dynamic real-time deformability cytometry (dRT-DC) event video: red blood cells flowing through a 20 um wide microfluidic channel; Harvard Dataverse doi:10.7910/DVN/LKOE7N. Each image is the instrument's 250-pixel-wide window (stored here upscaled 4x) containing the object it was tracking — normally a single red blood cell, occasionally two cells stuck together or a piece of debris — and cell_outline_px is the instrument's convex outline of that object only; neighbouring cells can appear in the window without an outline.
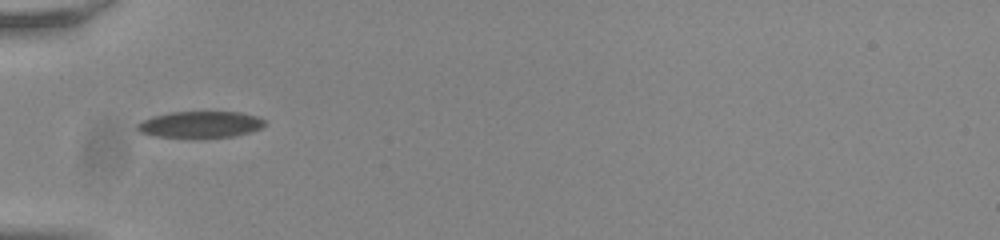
{"species": "common noctule bat (a hibernating species)", "species_latin": "Nyctalus noctula", "temperature_condition": "room temperature", "stored_images_in_passage": 37, "camera_frame_rate_fps": 3000, "um_per_image_px": 0.085, "animal": {"sex": "male", "body_mass_g": 20.0, "forearm_length_mm": 53.3}, "frame": {"image": 1, "passage_image": 1, "time_ms": 0.0, "image_size_px": [1000, 240], "cell_outline_px": [[268, 124], [260, 128], [248, 132], [232, 136], [156, 136], [140, 132], [136, 128], [136, 124], [152, 116], [168, 112], [240, 112], [260, 116]], "centroid_in_image_um": [17.05, 10.54], "position_along_channel_um": 67.9, "area_um2": 19.25}}
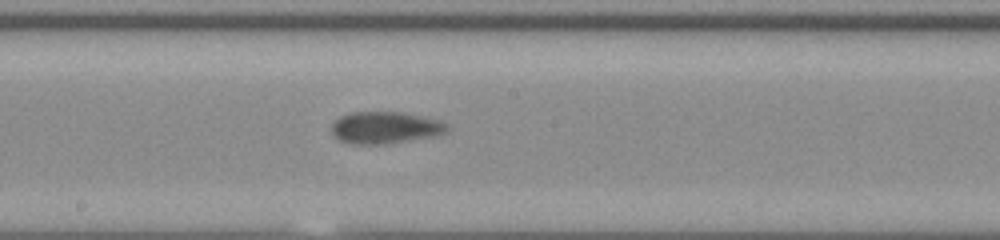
{"frame": {"image": 2, "passage_image": 13, "time_ms": 4.0, "image_size_px": [1000, 240], "cell_outline_px": [[448, 132], [432, 136], [380, 144], [360, 144], [340, 140], [332, 132], [332, 124], [340, 116], [352, 112], [404, 112], [424, 116], [440, 120], [448, 124]], "centroid_in_image_um": [32.78, 10.82], "position_along_channel_um": 215.4, "area_um2": 21.21}}
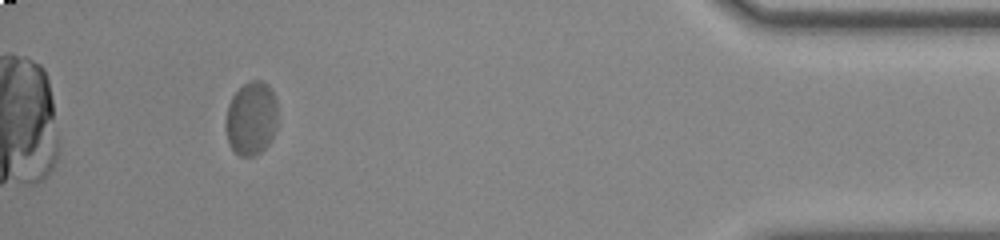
{"frame": {"image": 3, "passage_image": 33, "time_ms": 10.667, "image_size_px": [1000, 240], "cell_outline_px": [[276, 128], [272, 140], [256, 156], [240, 156], [232, 148], [228, 140], [224, 128], [224, 124], [228, 104], [232, 96], [248, 80], [264, 80], [272, 88], [276, 96]], "centroid_in_image_um": [21.36, 10.04], "position_along_channel_um": 413.8, "area_um2": 22.72}, "authors_computed_cell_mechanics": {"area_um2": 21.6172, "velocity_mm_per_s": 3.751, "shape_relaxation_time_tau1_ms": 3.454, "shape_relaxation_time_tau2_ms": null, "deformation_change_tau1": 0.0927, "deformation_change_tau2": null}}